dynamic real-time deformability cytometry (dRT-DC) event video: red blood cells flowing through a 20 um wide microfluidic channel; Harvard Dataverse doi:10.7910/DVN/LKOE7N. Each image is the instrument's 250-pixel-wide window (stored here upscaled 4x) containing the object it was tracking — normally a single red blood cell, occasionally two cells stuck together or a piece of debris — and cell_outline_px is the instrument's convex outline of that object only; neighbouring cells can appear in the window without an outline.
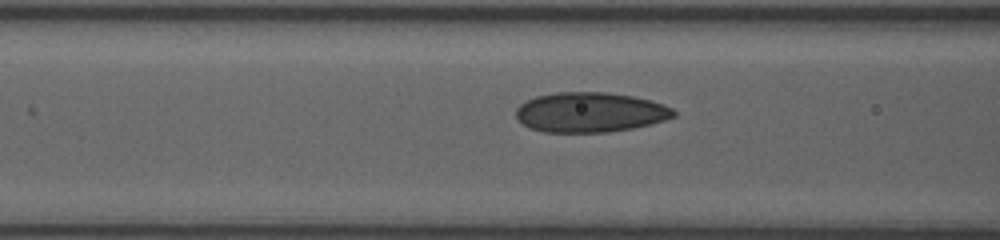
{"species": "human", "species_latin": "Homo sapiens", "temperature_condition": "room temperature", "stored_images_in_passage": 42, "camera_frame_rate_fps": 3000, "um_per_image_px": 0.085, "donor": {"sex": "female"}, "frame": {"image": 1, "passage_image": 18, "time_ms": 5.667, "image_size_px": [1000, 240], "cell_outline_px": [[676, 116], [664, 120], [632, 128], [608, 132], [544, 132], [528, 128], [516, 116], [516, 108], [520, 104], [536, 96], [556, 92], [604, 92], [632, 96], [652, 100], [664, 104], [672, 108], [676, 112]], "centroid_in_image_um": [50.16, 9.54], "position_along_channel_um": 116.4, "area_um2": 36.65}}
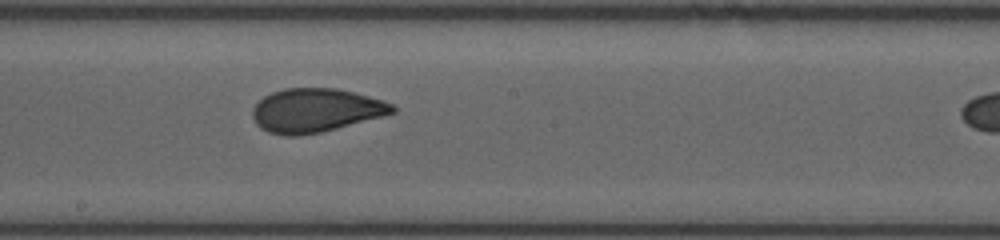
{"frame": {"image": 2, "passage_image": 26, "time_ms": 8.333, "image_size_px": [1000, 240], "cell_outline_px": [[396, 112], [384, 116], [320, 132], [296, 136], [288, 136], [268, 132], [260, 128], [256, 124], [252, 116], [252, 108], [264, 96], [272, 92], [284, 88], [336, 88], [384, 100], [392, 104], [396, 108]], "centroid_in_image_um": [26.82, 9.38], "position_along_channel_um": 221.4, "area_um2": 35.6}}
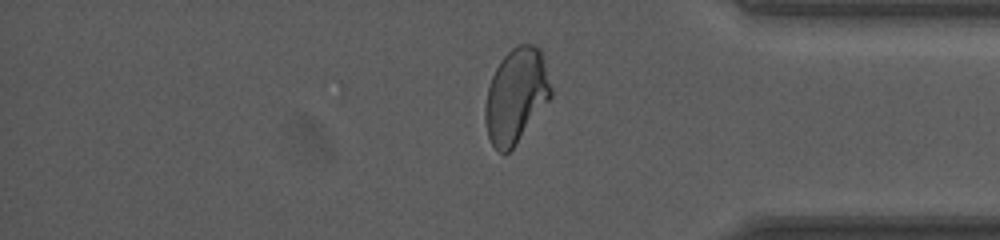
{"frame": {"image": 3, "passage_image": 40, "time_ms": 13.0, "image_size_px": [1000, 240], "cell_outline_px": [[552, 96], [516, 144], [508, 152], [500, 152], [492, 144], [488, 136], [484, 120], [484, 108], [488, 84], [500, 60], [516, 44], [532, 44], [540, 48], [552, 88]], "centroid_in_image_um": [43.85, 8.12], "position_along_channel_um": 391.3, "area_um2": 36.18}}